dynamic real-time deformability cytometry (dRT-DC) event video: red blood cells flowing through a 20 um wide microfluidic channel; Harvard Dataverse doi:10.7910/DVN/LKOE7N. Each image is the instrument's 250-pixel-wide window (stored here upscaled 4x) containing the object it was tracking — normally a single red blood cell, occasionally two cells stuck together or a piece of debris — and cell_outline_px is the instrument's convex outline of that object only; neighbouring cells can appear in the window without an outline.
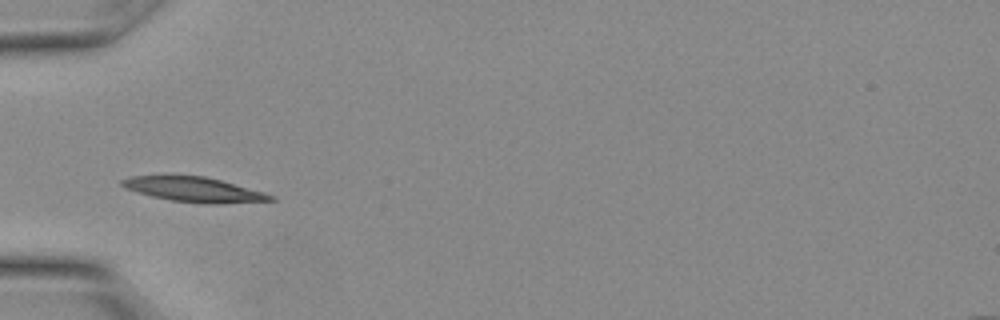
{"species": "Egyptian fruit bat (a non-hibernating species)", "species_latin": "Rousettus aegyptiacus", "temperature_condition": "warm", "stored_images_in_passage": 13, "camera_frame_rate_fps": 3000, "um_per_image_px": 0.085, "animal": {"sex": "female"}, "frame": {"image": 1, "passage_image": 1, "time_ms": 0.0, "image_size_px": [1000, 320], "cell_outline_px": [[276, 200], [216, 204], [208, 204], [172, 200], [152, 196], [124, 188], [120, 184], [120, 180], [132, 176], [204, 176], [220, 180], [264, 192], [276, 196]], "centroid_in_image_um": [16.51, 16.11], "position_along_channel_um": 68.5, "area_um2": 21.21}}
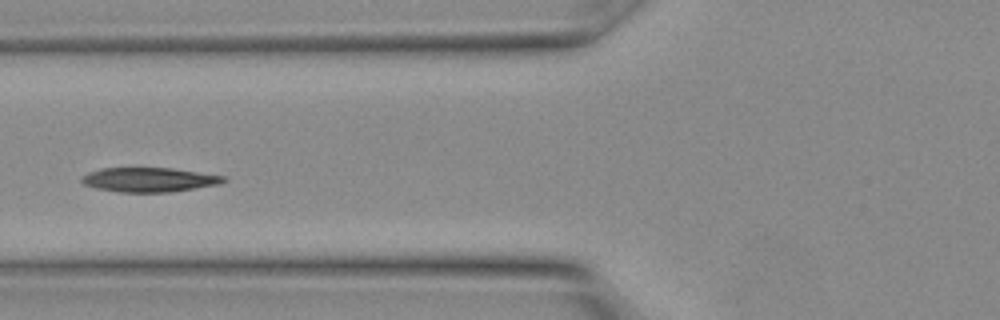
{"frame": {"image": 2, "passage_image": 3, "time_ms": 0.667, "image_size_px": [1000, 320], "cell_outline_px": [[228, 180], [216, 184], [168, 192], [120, 192], [96, 188], [84, 184], [80, 180], [84, 176], [92, 172], [104, 168], [172, 168], [224, 176]], "centroid_in_image_um": [12.67, 15.27], "position_along_channel_um": 113.1, "area_um2": 19.65}}
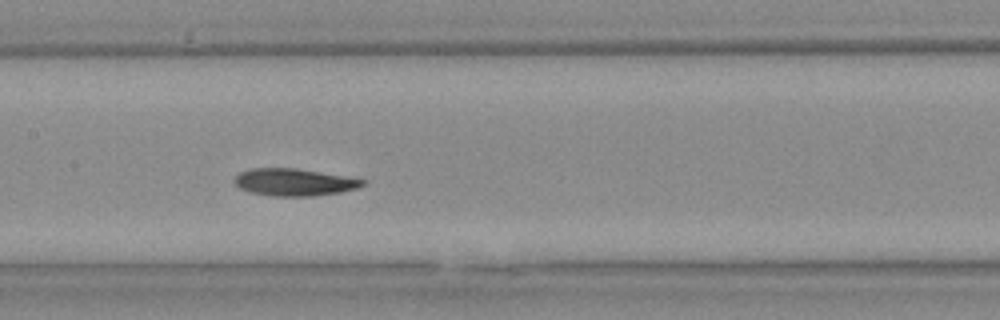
{"frame": {"image": 3, "passage_image": 6, "time_ms": 1.667, "image_size_px": [1000, 320], "cell_outline_px": [[364, 184], [356, 188], [340, 192], [312, 196], [272, 196], [252, 192], [240, 188], [232, 180], [240, 172], [248, 168], [296, 168], [364, 180]], "centroid_in_image_um": [24.93, 15.48], "position_along_channel_um": 182.5, "area_um2": 20.0}}